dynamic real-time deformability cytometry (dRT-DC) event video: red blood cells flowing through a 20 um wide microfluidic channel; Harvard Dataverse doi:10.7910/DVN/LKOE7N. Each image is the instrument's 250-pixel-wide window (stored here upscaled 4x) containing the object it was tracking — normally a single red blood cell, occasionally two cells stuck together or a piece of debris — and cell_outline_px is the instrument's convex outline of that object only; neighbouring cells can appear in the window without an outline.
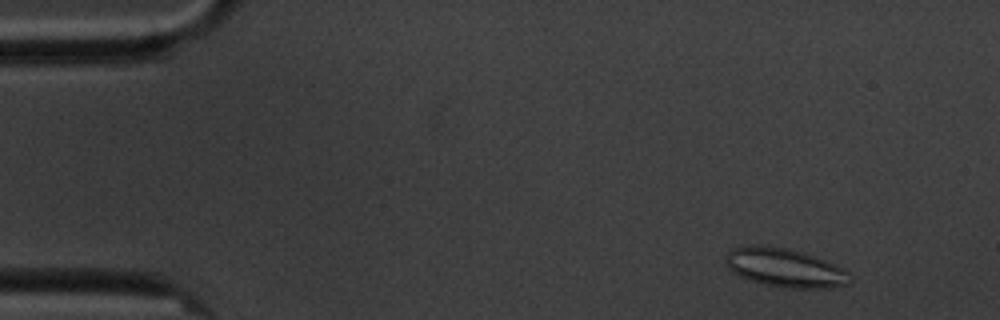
{"species": "common noctule bat (a hibernating species)", "species_latin": "Nyctalus noctula", "temperature_condition": "cold", "stored_images_in_passage": 4, "camera_frame_rate_fps": 3000, "um_per_image_px": 0.085, "animal": {"sex": "male", "body_mass_g": 20.1, "forearm_length_mm": 53.5}, "frame": {"image": 1, "passage_image": 1, "time_ms": 0.0, "image_size_px": [1000, 320], "cell_outline_px": [[852, 276], [848, 284], [840, 288], [788, 288], [764, 284], [740, 276], [732, 272], [728, 268], [724, 256], [732, 248], [748, 244], [764, 244], [788, 248], [804, 252], [816, 256], [848, 272]], "centroid_in_image_um": [66.7, 22.74], "position_along_channel_um": 18.3, "area_um2": 28.44}}
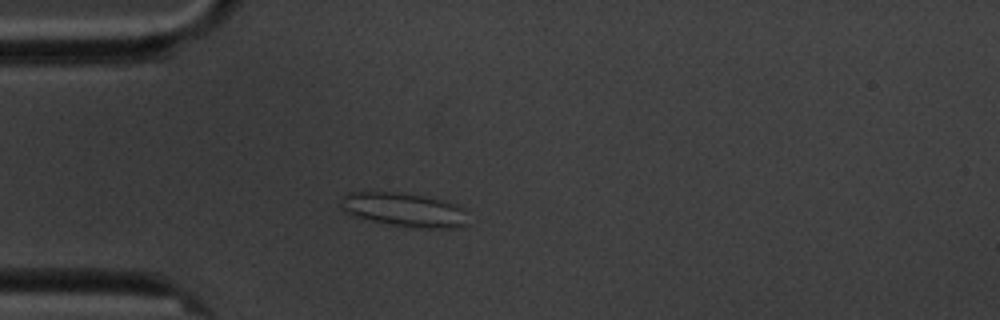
{"frame": {"image": 2, "passage_image": 4, "time_ms": 3.333, "image_size_px": [1000, 320], "cell_outline_px": [[468, 224], [464, 228], [416, 228], [392, 224], [352, 216], [340, 204], [340, 196], [348, 192], [396, 192], [424, 196], [444, 200], [456, 204], [464, 208]], "centroid_in_image_um": [34.4, 17.83], "position_along_channel_um": 50.6, "area_um2": 25.26}}